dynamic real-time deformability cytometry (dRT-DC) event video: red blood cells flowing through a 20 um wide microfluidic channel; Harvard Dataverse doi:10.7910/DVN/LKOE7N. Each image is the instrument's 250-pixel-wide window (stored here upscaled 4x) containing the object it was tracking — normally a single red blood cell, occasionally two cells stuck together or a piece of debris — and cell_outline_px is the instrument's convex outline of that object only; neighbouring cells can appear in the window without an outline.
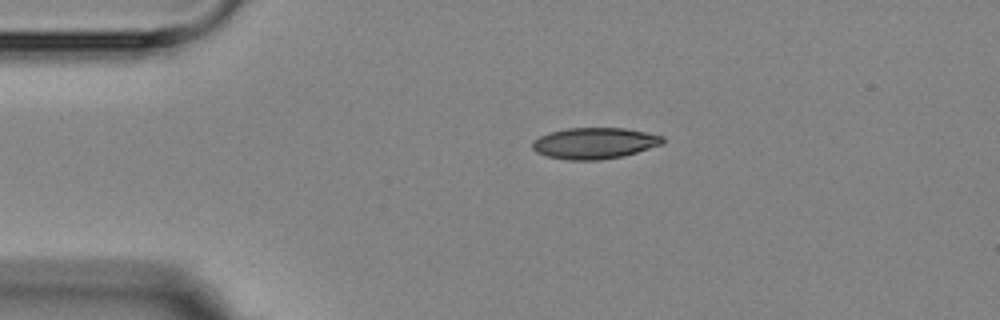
{"species": "Egyptian fruit bat (a non-hibernating species)", "species_latin": "Rousettus aegyptiacus", "temperature_condition": "room temperature", "stored_images_in_passage": 5, "camera_frame_rate_fps": 3000, "um_per_image_px": 0.085, "animal": {"sex": "female"}, "frame": {"image": 1, "passage_image": 5, "time_ms": 6.0, "image_size_px": [1000, 320], "cell_outline_px": [[664, 144], [624, 156], [600, 160], [564, 160], [548, 156], [536, 152], [532, 148], [532, 140], [540, 136], [552, 132], [568, 128], [624, 128], [664, 136]], "centroid_in_image_um": [50.54, 12.18], "position_along_channel_um": 34.5, "area_um2": 23.76}}